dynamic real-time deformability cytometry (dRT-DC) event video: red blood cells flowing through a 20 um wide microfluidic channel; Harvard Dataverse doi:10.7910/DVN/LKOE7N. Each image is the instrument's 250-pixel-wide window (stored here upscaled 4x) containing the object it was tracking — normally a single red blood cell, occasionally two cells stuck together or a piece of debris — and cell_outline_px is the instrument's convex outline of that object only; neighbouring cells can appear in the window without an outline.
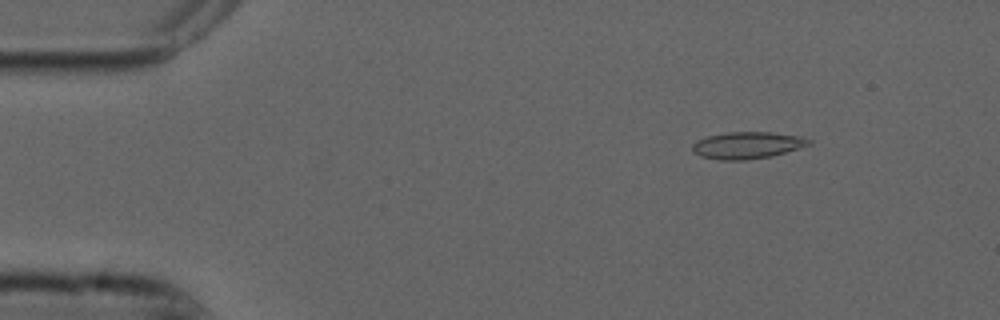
{"species": "common noctule bat (a hibernating species)", "species_latin": "Nyctalus noctula", "temperature_condition": "cold", "stored_images_in_passage": 54, "camera_frame_rate_fps": 3000, "um_per_image_px": 0.085, "animal": {"sex": "male", "forearm_length_mm": 52.5}, "frame": {"image": 1, "passage_image": 7, "time_ms": 2.0, "image_size_px": [1000, 320], "cell_outline_px": [[812, 144], [772, 156], [744, 160], [720, 160], [700, 156], [692, 152], [692, 144], [696, 140], [708, 136], [728, 132], [772, 132], [800, 136], [812, 140]], "centroid_in_image_um": [63.51, 12.34], "position_along_channel_um": 21.5, "area_um2": 18.32}}
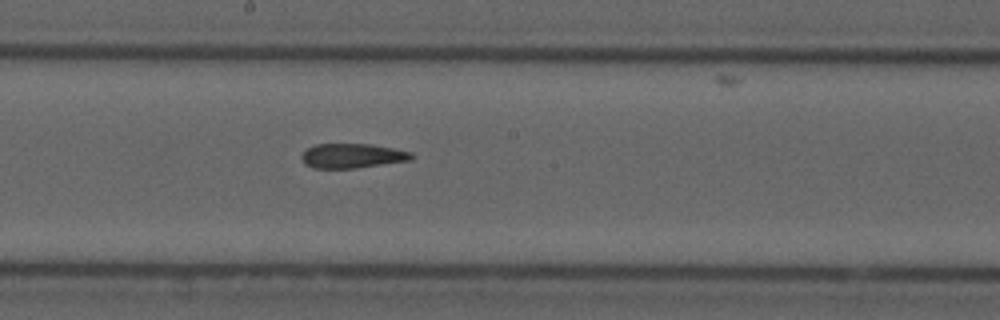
{"frame": {"image": 2, "passage_image": 29, "time_ms": 9.333, "image_size_px": [1000, 320], "cell_outline_px": [[416, 156], [412, 160], [356, 168], [312, 168], [304, 164], [300, 156], [308, 148], [316, 144], [372, 144], [412, 152]], "centroid_in_image_um": [29.96, 13.25], "position_along_channel_um": 218.2, "area_um2": 15.84}}
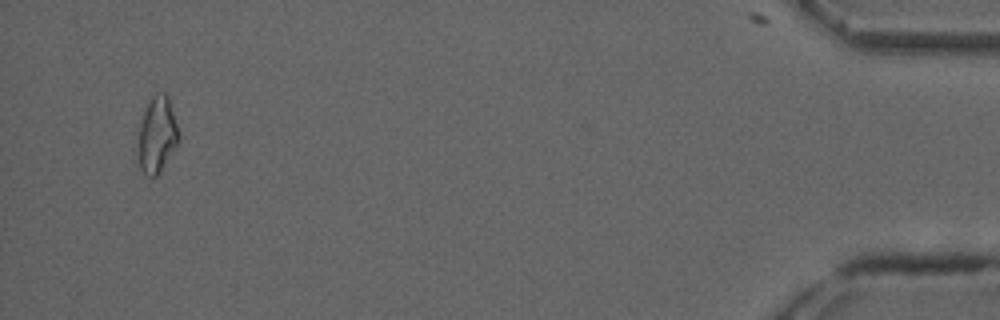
{"frame": {"image": 3, "passage_image": 52, "time_ms": 17.0, "image_size_px": [1000, 320], "cell_outline_px": [[180, 140], [160, 172], [156, 176], [148, 176], [140, 168], [136, 132], [144, 112], [152, 96], [156, 92], [164, 92], [168, 96], [180, 136]], "centroid_in_image_um": [13.33, 11.45], "position_along_channel_um": 421.9, "area_um2": 18.15}, "authors_computed_cell_mechanics": {"area_um2": 16.9065, "velocity_mm_per_s": 3.7525, "shape_relaxation_time_tau1_ms": null, "shape_relaxation_time_tau2_ms": 5.4536, "deformation_change_tau1": null, "deformation_change_tau2": 0.1426}}